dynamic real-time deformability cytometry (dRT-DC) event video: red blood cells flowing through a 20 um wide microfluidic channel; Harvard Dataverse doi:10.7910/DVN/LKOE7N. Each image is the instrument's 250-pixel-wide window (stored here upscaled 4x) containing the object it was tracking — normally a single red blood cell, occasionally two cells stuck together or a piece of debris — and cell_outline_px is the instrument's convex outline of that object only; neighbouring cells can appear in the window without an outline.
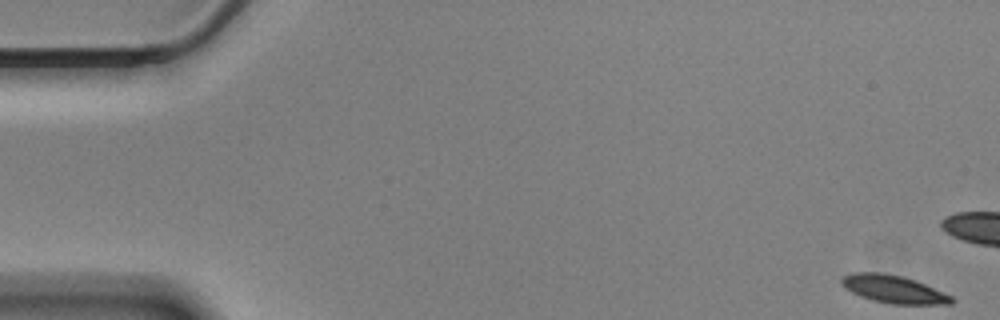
{"species": "Egyptian fruit bat (a non-hibernating species)", "species_latin": "Rousettus aegyptiacus", "temperature_condition": "cold", "stored_images_in_passage": 59, "camera_frame_rate_fps": 3000, "um_per_image_px": 0.085, "animal": {"sex": "male"}, "frame": {"image": 1, "passage_image": 1, "time_ms": 0.0, "image_size_px": [1000, 320], "cell_outline_px": [[956, 300], [952, 304], [892, 304], [872, 300], [860, 296], [844, 288], [840, 284], [840, 280], [844, 276], [852, 272], [880, 272], [904, 276], [916, 280], [952, 296]], "centroid_in_image_um": [75.95, 24.57], "position_along_channel_um": 9.1, "area_um2": 17.98}}
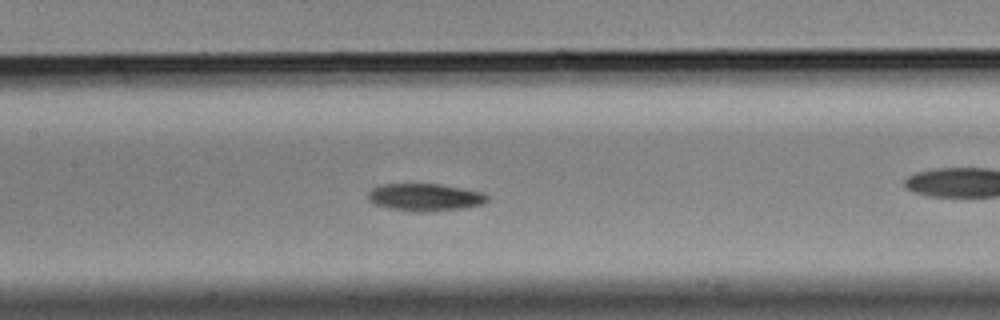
{"frame": {"image": 2, "passage_image": 27, "time_ms": 8.667, "image_size_px": [1000, 320], "cell_outline_px": [[488, 200], [480, 204], [464, 208], [392, 208], [376, 204], [368, 200], [368, 192], [372, 188], [380, 184], [440, 184], [464, 188], [484, 192], [488, 196]], "centroid_in_image_um": [36.14, 16.68], "position_along_channel_um": 171.3, "area_um2": 17.86}}
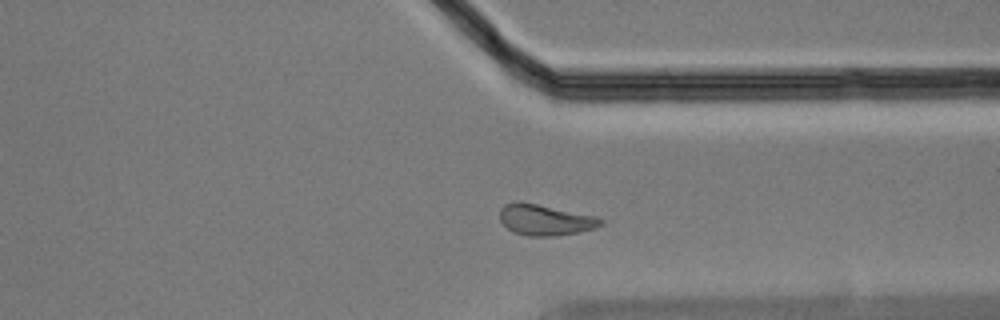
{"frame": {"image": 3, "passage_image": 44, "time_ms": 14.333, "image_size_px": [1000, 320], "cell_outline_px": [[604, 224], [596, 228], [556, 236], [528, 236], [512, 232], [500, 220], [500, 208], [504, 204], [516, 200], [520, 200], [596, 216], [604, 220]], "centroid_in_image_um": [46.32, 18.67], "position_along_channel_um": 365.1, "area_um2": 18.44}, "authors_computed_cell_mechanics": {"area_um2": 18.496, "velocity_mm_per_s": 3.4205, "shape_relaxation_time_tau1_ms": 4.8805, "shape_relaxation_time_tau2_ms": null, "deformation_change_tau1": 0.1235, "deformation_change_tau2": null}}